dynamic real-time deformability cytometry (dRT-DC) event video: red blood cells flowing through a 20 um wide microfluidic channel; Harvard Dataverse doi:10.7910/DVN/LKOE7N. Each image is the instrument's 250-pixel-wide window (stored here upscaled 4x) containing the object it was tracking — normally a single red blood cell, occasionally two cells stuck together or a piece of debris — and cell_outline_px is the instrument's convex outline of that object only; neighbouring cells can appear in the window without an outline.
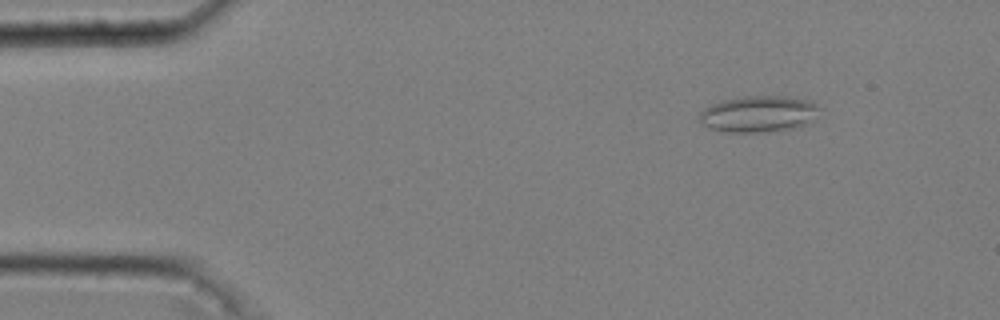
{"species": "common noctule bat (a hibernating species)", "species_latin": "Nyctalus noctula", "temperature_condition": "cold", "stored_images_in_passage": 47, "camera_frame_rate_fps": 3000, "um_per_image_px": 0.085, "animal": {"sex": "male", "body_mass_g": 20.4}, "frame": {"image": 1, "passage_image": 4, "time_ms": 1.0, "image_size_px": [1000, 320], "cell_outline_px": [[820, 108], [812, 124], [800, 128], [776, 132], [728, 132], [708, 128], [700, 120], [700, 112], [704, 108], [712, 104], [724, 100], [748, 96], [784, 96], [804, 100], [816, 104]], "centroid_in_image_um": [64.54, 9.72], "position_along_channel_um": 20.5, "area_um2": 25.72}}
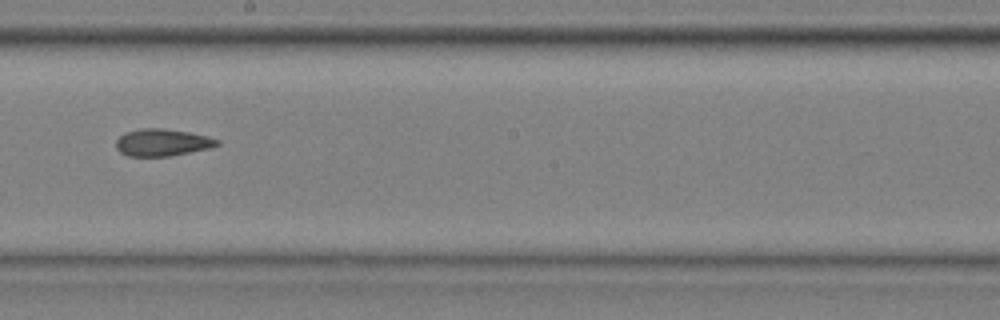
{"frame": {"image": 2, "passage_image": 28, "time_ms": 9.0, "image_size_px": [1000, 320], "cell_outline_px": [[220, 144], [212, 148], [168, 156], [128, 156], [120, 152], [116, 148], [116, 140], [124, 132], [140, 128], [164, 128], [188, 132], [208, 136], [220, 140]], "centroid_in_image_um": [13.8, 12.1], "position_along_channel_um": 234.4, "area_um2": 16.13}}
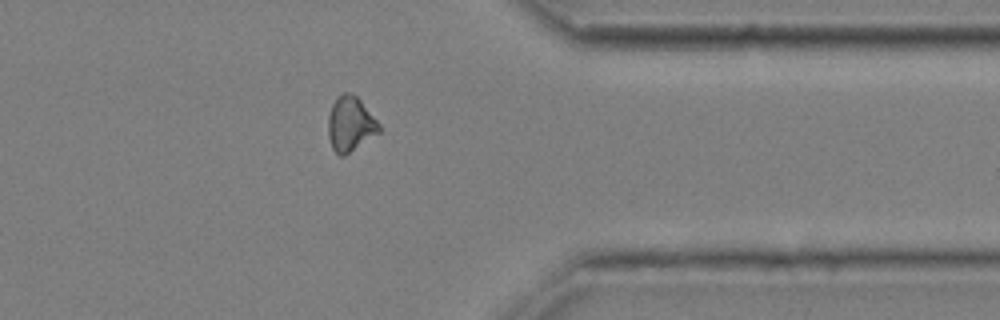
{"frame": {"image": 3, "passage_image": 41, "time_ms": 13.333, "image_size_px": [1000, 320], "cell_outline_px": [[380, 132], [344, 156], [340, 156], [332, 148], [328, 136], [328, 116], [332, 104], [336, 96], [344, 92], [352, 92], [360, 100], [380, 124]], "centroid_in_image_um": [29.76, 10.52], "position_along_channel_um": 381.6, "area_um2": 16.3}, "authors_computed_cell_mechanics": {"area_um2": 16.4152, "velocity_mm_per_s": 3.6419, "shape_relaxation_time_tau1_ms": null, "shape_relaxation_time_tau2_ms": 4.7368, "deformation_change_tau1": null, "deformation_change_tau2": 0.1071}}